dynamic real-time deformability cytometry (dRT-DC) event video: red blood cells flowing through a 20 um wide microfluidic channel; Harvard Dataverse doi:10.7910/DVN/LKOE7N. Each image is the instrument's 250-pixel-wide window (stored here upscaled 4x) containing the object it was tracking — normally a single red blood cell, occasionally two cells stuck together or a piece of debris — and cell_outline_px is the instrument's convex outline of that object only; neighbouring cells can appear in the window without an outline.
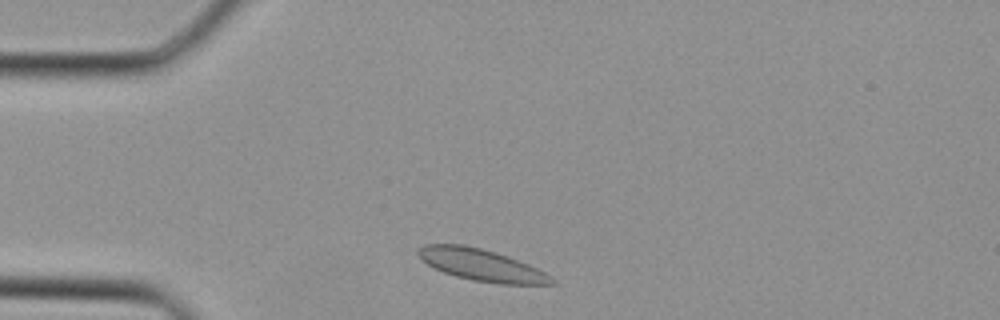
{"species": "Egyptian fruit bat (a non-hibernating species)", "species_latin": "Rousettus aegyptiacus", "temperature_condition": "cold", "stored_images_in_passage": 30, "camera_frame_rate_fps": 3000, "um_per_image_px": 0.085, "animal": {"sex": "female"}, "frame": {"image": 1, "passage_image": 2, "time_ms": 0.333, "image_size_px": [1000, 320], "cell_outline_px": [[556, 284], [500, 284], [472, 280], [456, 276], [444, 272], [428, 264], [416, 252], [424, 244], [464, 244], [496, 252], [508, 256], [528, 264], [552, 276], [556, 280]], "centroid_in_image_um": [40.96, 22.52], "position_along_channel_um": 44.0, "area_um2": 24.57}}
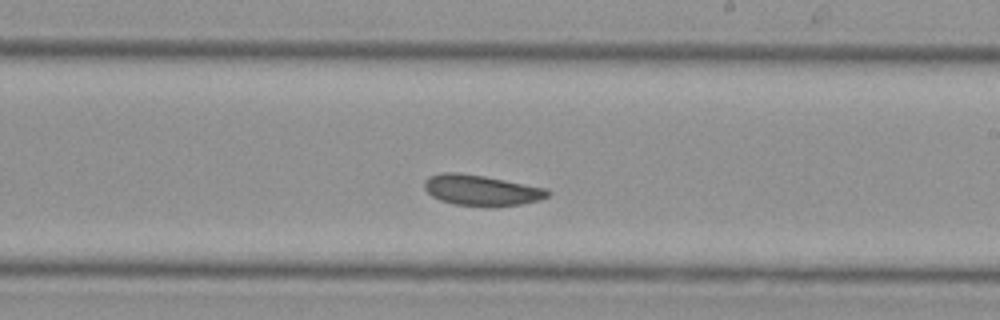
{"frame": {"image": 2, "passage_image": 15, "time_ms": 4.667, "image_size_px": [1000, 320], "cell_outline_px": [[552, 192], [548, 196], [540, 200], [520, 204], [492, 208], [488, 208], [456, 204], [440, 200], [432, 196], [424, 188], [424, 180], [428, 176], [440, 172], [456, 172], [484, 176], [548, 188]], "centroid_in_image_um": [40.93, 16.18], "position_along_channel_um": 248.1, "area_um2": 22.48}}
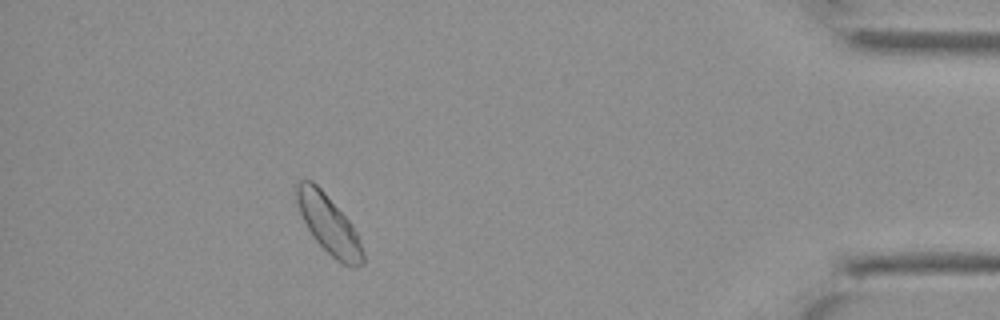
{"frame": {"image": 3, "passage_image": 27, "time_ms": 8.667, "image_size_px": [1000, 320], "cell_outline_px": [[364, 264], [352, 268], [336, 260], [312, 236], [300, 212], [296, 200], [296, 180], [312, 180], [324, 192], [352, 224], [356, 232], [364, 252]], "centroid_in_image_um": [27.95, 19.08], "position_along_channel_um": 407.3, "area_um2": 22.37}}